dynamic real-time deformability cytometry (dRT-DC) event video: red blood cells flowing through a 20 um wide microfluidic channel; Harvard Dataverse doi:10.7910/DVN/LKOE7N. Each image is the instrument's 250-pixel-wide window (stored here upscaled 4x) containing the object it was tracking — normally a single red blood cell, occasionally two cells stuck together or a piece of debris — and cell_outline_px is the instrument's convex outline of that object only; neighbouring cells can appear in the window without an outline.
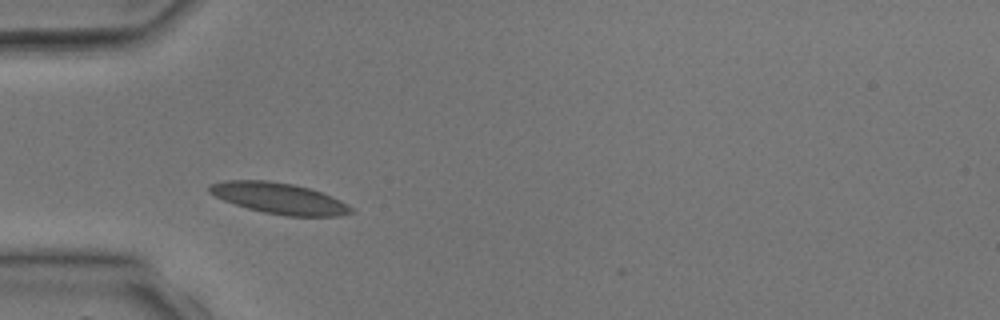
{"species": "common noctule bat (a hibernating species)", "species_latin": "Nyctalus noctula", "temperature_condition": "room temperature", "stored_images_in_passage": 4, "camera_frame_rate_fps": 3000, "um_per_image_px": 0.085, "animal": {"sex": "male", "body_mass_g": 17.9, "forearm_length_mm": 54.2}, "frame": {"image": 1, "passage_image": 4, "time_ms": 3.667, "image_size_px": [1000, 320], "cell_outline_px": [[356, 212], [340, 216], [288, 216], [264, 212], [248, 208], [224, 200], [208, 192], [208, 184], [224, 180], [264, 180], [292, 184], [308, 188], [332, 196], [348, 204]], "centroid_in_image_um": [23.74, 16.85], "position_along_channel_um": 61.3, "area_um2": 25.49}}